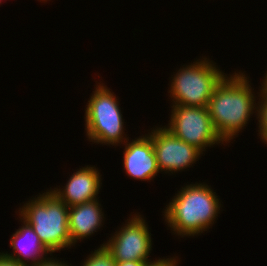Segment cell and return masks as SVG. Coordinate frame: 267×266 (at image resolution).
Masks as SVG:
<instances>
[{
  "label": "cell",
  "instance_id": "cell-1",
  "mask_svg": "<svg viewBox=\"0 0 267 266\" xmlns=\"http://www.w3.org/2000/svg\"><path fill=\"white\" fill-rule=\"evenodd\" d=\"M229 75L217 85L207 106L215 131L226 144L257 113L258 104L249 77L241 71Z\"/></svg>",
  "mask_w": 267,
  "mask_h": 266
},
{
  "label": "cell",
  "instance_id": "cell-2",
  "mask_svg": "<svg viewBox=\"0 0 267 266\" xmlns=\"http://www.w3.org/2000/svg\"><path fill=\"white\" fill-rule=\"evenodd\" d=\"M219 200L204 182L184 185L166 205L165 222L178 236L201 235L215 223L222 207Z\"/></svg>",
  "mask_w": 267,
  "mask_h": 266
},
{
  "label": "cell",
  "instance_id": "cell-3",
  "mask_svg": "<svg viewBox=\"0 0 267 266\" xmlns=\"http://www.w3.org/2000/svg\"><path fill=\"white\" fill-rule=\"evenodd\" d=\"M19 209V216L33 228L51 252L71 248L69 207L51 190L39 194Z\"/></svg>",
  "mask_w": 267,
  "mask_h": 266
},
{
  "label": "cell",
  "instance_id": "cell-4",
  "mask_svg": "<svg viewBox=\"0 0 267 266\" xmlns=\"http://www.w3.org/2000/svg\"><path fill=\"white\" fill-rule=\"evenodd\" d=\"M97 83L85 109L87 138L97 144L112 146L124 144L129 137L124 134V120L118 97L104 86V83Z\"/></svg>",
  "mask_w": 267,
  "mask_h": 266
},
{
  "label": "cell",
  "instance_id": "cell-5",
  "mask_svg": "<svg viewBox=\"0 0 267 266\" xmlns=\"http://www.w3.org/2000/svg\"><path fill=\"white\" fill-rule=\"evenodd\" d=\"M169 96L172 104L207 107L217 85L226 76L214 62L206 57L182 66L173 74Z\"/></svg>",
  "mask_w": 267,
  "mask_h": 266
},
{
  "label": "cell",
  "instance_id": "cell-6",
  "mask_svg": "<svg viewBox=\"0 0 267 266\" xmlns=\"http://www.w3.org/2000/svg\"><path fill=\"white\" fill-rule=\"evenodd\" d=\"M172 105L170 120L165 128L174 136L198 148L202 153L205 148L213 145H224L215 131L207 107Z\"/></svg>",
  "mask_w": 267,
  "mask_h": 266
},
{
  "label": "cell",
  "instance_id": "cell-7",
  "mask_svg": "<svg viewBox=\"0 0 267 266\" xmlns=\"http://www.w3.org/2000/svg\"><path fill=\"white\" fill-rule=\"evenodd\" d=\"M126 222L102 246L116 262L151 261L148 257L152 250V239L145 219L135 213Z\"/></svg>",
  "mask_w": 267,
  "mask_h": 266
},
{
  "label": "cell",
  "instance_id": "cell-8",
  "mask_svg": "<svg viewBox=\"0 0 267 266\" xmlns=\"http://www.w3.org/2000/svg\"><path fill=\"white\" fill-rule=\"evenodd\" d=\"M148 134L153 142L157 166L166 174L191 167L203 154L198 148L174 136L165 126L153 128Z\"/></svg>",
  "mask_w": 267,
  "mask_h": 266
},
{
  "label": "cell",
  "instance_id": "cell-9",
  "mask_svg": "<svg viewBox=\"0 0 267 266\" xmlns=\"http://www.w3.org/2000/svg\"><path fill=\"white\" fill-rule=\"evenodd\" d=\"M125 142L123 167L125 173L136 180L151 181L160 172L149 134Z\"/></svg>",
  "mask_w": 267,
  "mask_h": 266
},
{
  "label": "cell",
  "instance_id": "cell-10",
  "mask_svg": "<svg viewBox=\"0 0 267 266\" xmlns=\"http://www.w3.org/2000/svg\"><path fill=\"white\" fill-rule=\"evenodd\" d=\"M77 170L70 176L63 189L50 187L68 207L97 199L102 185L100 172L95 166L87 165Z\"/></svg>",
  "mask_w": 267,
  "mask_h": 266
},
{
  "label": "cell",
  "instance_id": "cell-11",
  "mask_svg": "<svg viewBox=\"0 0 267 266\" xmlns=\"http://www.w3.org/2000/svg\"><path fill=\"white\" fill-rule=\"evenodd\" d=\"M19 218L23 224L19 229H16L10 239V247H13V253L6 252L3 254L21 264L35 266L48 258L47 254L52 256V253L40 241L39 236L34 232L31 225L21 217Z\"/></svg>",
  "mask_w": 267,
  "mask_h": 266
},
{
  "label": "cell",
  "instance_id": "cell-12",
  "mask_svg": "<svg viewBox=\"0 0 267 266\" xmlns=\"http://www.w3.org/2000/svg\"><path fill=\"white\" fill-rule=\"evenodd\" d=\"M103 221L104 212L98 198L69 207L68 224L72 245L92 236L103 226Z\"/></svg>",
  "mask_w": 267,
  "mask_h": 266
},
{
  "label": "cell",
  "instance_id": "cell-13",
  "mask_svg": "<svg viewBox=\"0 0 267 266\" xmlns=\"http://www.w3.org/2000/svg\"><path fill=\"white\" fill-rule=\"evenodd\" d=\"M81 266H116V261L104 246L92 251Z\"/></svg>",
  "mask_w": 267,
  "mask_h": 266
},
{
  "label": "cell",
  "instance_id": "cell-14",
  "mask_svg": "<svg viewBox=\"0 0 267 266\" xmlns=\"http://www.w3.org/2000/svg\"><path fill=\"white\" fill-rule=\"evenodd\" d=\"M259 102L257 104L258 134L262 141L267 139V93L258 92Z\"/></svg>",
  "mask_w": 267,
  "mask_h": 266
},
{
  "label": "cell",
  "instance_id": "cell-15",
  "mask_svg": "<svg viewBox=\"0 0 267 266\" xmlns=\"http://www.w3.org/2000/svg\"><path fill=\"white\" fill-rule=\"evenodd\" d=\"M178 257H172V258H159L157 260V258L155 259V261L153 260L152 262H149L147 264V266H178V261L177 260Z\"/></svg>",
  "mask_w": 267,
  "mask_h": 266
},
{
  "label": "cell",
  "instance_id": "cell-16",
  "mask_svg": "<svg viewBox=\"0 0 267 266\" xmlns=\"http://www.w3.org/2000/svg\"><path fill=\"white\" fill-rule=\"evenodd\" d=\"M35 266H69L67 265V263H65V261H60V260H56V258L54 259L53 257L51 258H46L45 260H43L42 262H39L37 265Z\"/></svg>",
  "mask_w": 267,
  "mask_h": 266
},
{
  "label": "cell",
  "instance_id": "cell-17",
  "mask_svg": "<svg viewBox=\"0 0 267 266\" xmlns=\"http://www.w3.org/2000/svg\"><path fill=\"white\" fill-rule=\"evenodd\" d=\"M0 266H27L11 259L0 252Z\"/></svg>",
  "mask_w": 267,
  "mask_h": 266
},
{
  "label": "cell",
  "instance_id": "cell-18",
  "mask_svg": "<svg viewBox=\"0 0 267 266\" xmlns=\"http://www.w3.org/2000/svg\"><path fill=\"white\" fill-rule=\"evenodd\" d=\"M152 261H123L116 262V266H147Z\"/></svg>",
  "mask_w": 267,
  "mask_h": 266
},
{
  "label": "cell",
  "instance_id": "cell-19",
  "mask_svg": "<svg viewBox=\"0 0 267 266\" xmlns=\"http://www.w3.org/2000/svg\"><path fill=\"white\" fill-rule=\"evenodd\" d=\"M265 79H263V82H262V84H261V89L259 90L260 92H262V93H267V73L265 74V77H264Z\"/></svg>",
  "mask_w": 267,
  "mask_h": 266
}]
</instances>
